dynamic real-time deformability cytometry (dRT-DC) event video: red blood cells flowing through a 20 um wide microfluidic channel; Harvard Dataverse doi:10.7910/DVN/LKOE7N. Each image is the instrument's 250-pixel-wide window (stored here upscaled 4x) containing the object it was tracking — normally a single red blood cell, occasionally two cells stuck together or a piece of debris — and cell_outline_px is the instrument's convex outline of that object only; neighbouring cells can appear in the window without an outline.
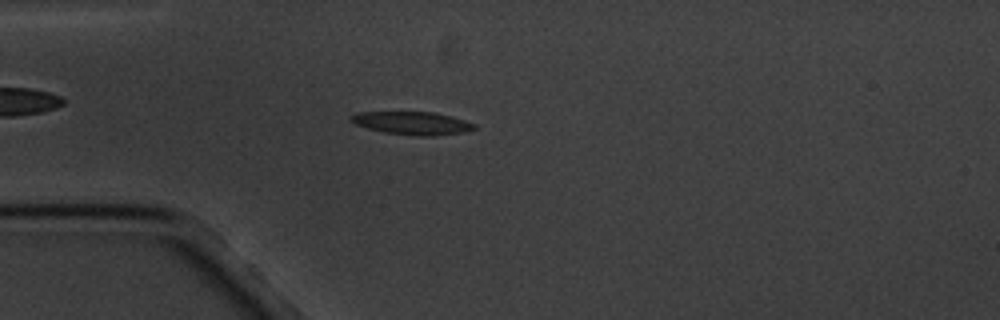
{"species": "common noctule bat (a hibernating species)", "species_latin": "Nyctalus noctula", "temperature_condition": "cold", "stored_images_in_passage": 4, "camera_frame_rate_fps": 3000, "um_per_image_px": 0.085, "animal": {"sex": "male", "body_mass_g": 20.1, "forearm_length_mm": 53.5}, "frame": {"image": 1, "passage_image": 4, "time_ms": 3.333, "image_size_px": [1000, 320], "cell_outline_px": [[476, 128], [464, 132], [432, 136], [416, 136], [384, 132], [368, 128], [356, 124], [348, 120], [348, 116], [356, 112], [432, 112], [464, 120], [476, 124]], "centroid_in_image_um": [34.99, 10.46], "position_along_channel_um": 50.0, "area_um2": 16.47}}